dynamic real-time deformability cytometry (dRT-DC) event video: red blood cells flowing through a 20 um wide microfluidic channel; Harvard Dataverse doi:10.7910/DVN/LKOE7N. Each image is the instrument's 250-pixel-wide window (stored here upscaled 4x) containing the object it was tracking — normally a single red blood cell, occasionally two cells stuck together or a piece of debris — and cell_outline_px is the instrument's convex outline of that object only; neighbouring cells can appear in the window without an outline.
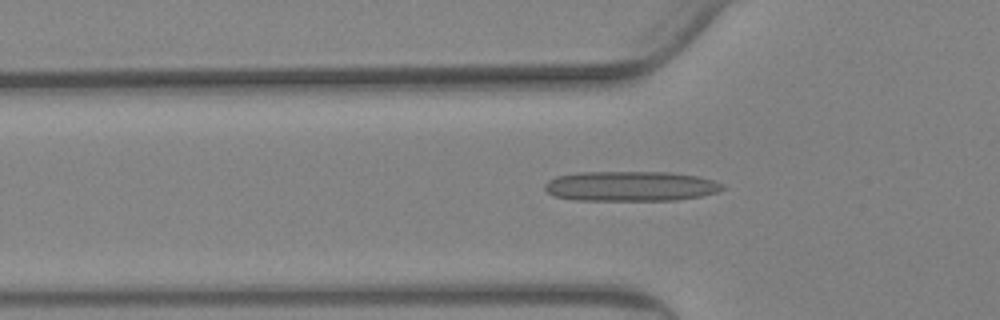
{"species": "Egyptian fruit bat (a non-hibernating species)", "species_latin": "Rousettus aegyptiacus", "temperature_condition": "warm", "stored_images_in_passage": 57, "camera_frame_rate_fps": 3000, "um_per_image_px": 0.085, "animal": {"sex": "female"}, "frame": {"image": 1, "passage_image": 19, "time_ms": 6.0, "image_size_px": [1000, 320], "cell_outline_px": [[724, 188], [716, 192], [700, 196], [676, 200], [576, 200], [552, 196], [544, 188], [544, 184], [548, 180], [556, 176], [576, 172], [672, 172], [696, 176], [712, 180], [724, 184]], "centroid_in_image_um": [53.56, 15.82], "position_along_channel_um": 72.2, "area_um2": 31.15}}
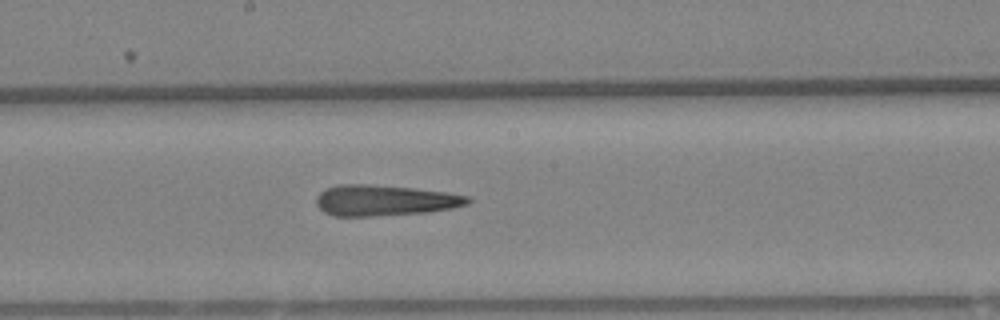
{"frame": {"image": 2, "passage_image": 31, "time_ms": 10.0, "image_size_px": [1000, 320], "cell_outline_px": [[472, 200], [468, 204], [452, 208], [424, 212], [372, 216], [332, 216], [324, 212], [316, 204], [316, 196], [320, 192], [336, 184], [372, 184], [412, 188], [448, 192], [468, 196]], "centroid_in_image_um": [32.67, 17.02], "position_along_channel_um": 215.5, "area_um2": 27.22}}
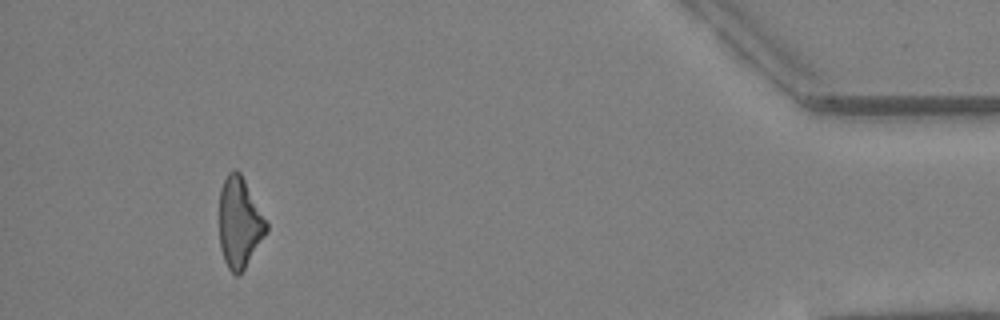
{"frame": {"image": 3, "passage_image": 53, "time_ms": 17.333, "image_size_px": [1000, 320], "cell_outline_px": [[268, 232], [240, 276], [236, 276], [228, 268], [224, 260], [220, 248], [220, 188], [228, 172], [232, 168], [236, 168], [240, 172], [268, 224]], "centroid_in_image_um": [20.36, 18.95], "position_along_channel_um": 414.8, "area_um2": 24.91}}